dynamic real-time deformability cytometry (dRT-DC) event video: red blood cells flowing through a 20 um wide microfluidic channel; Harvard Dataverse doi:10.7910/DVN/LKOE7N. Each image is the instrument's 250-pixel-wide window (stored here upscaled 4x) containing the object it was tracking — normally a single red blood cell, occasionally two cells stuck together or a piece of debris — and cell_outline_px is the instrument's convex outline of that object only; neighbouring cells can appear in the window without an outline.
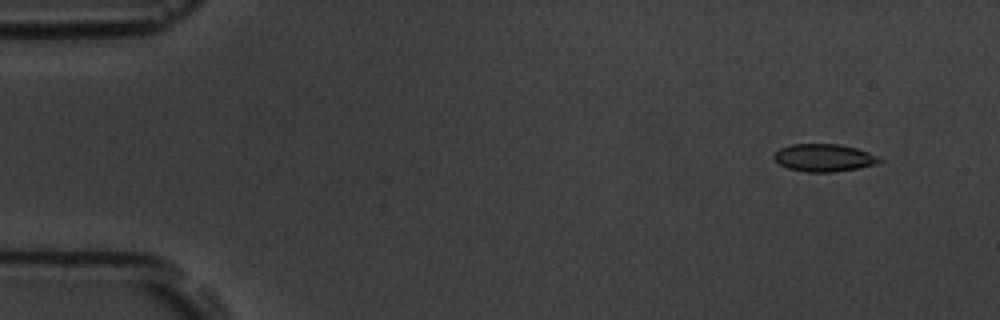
{"species": "common noctule bat (a hibernating species)", "species_latin": "Nyctalus noctula", "temperature_condition": "room temperature", "stored_images_in_passage": 4, "camera_frame_rate_fps": 3000, "um_per_image_px": 0.085, "animal": {"sex": "male", "body_mass_g": 19.5, "forearm_length_mm": 54.6}, "frame": {"image": 1, "passage_image": 1, "time_ms": 0.0, "image_size_px": [1000, 320], "cell_outline_px": [[884, 160], [876, 164], [860, 168], [832, 172], [804, 172], [788, 168], [780, 164], [772, 156], [780, 148], [792, 144], [840, 144], [856, 148], [868, 152]], "centroid_in_image_um": [70.04, 13.41], "position_along_channel_um": 15.0, "area_um2": 16.94}}
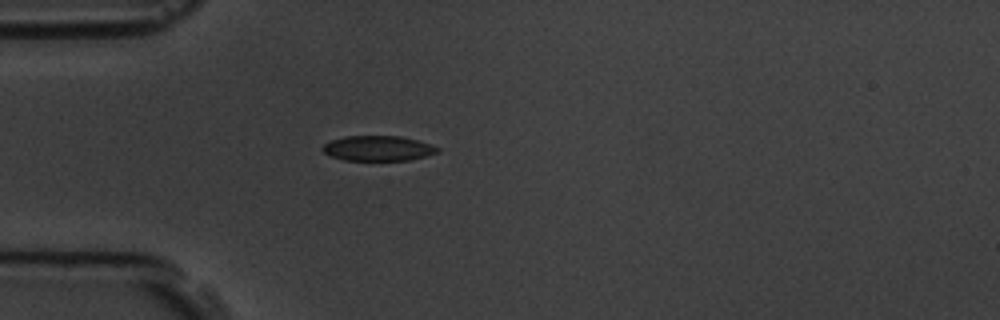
{"frame": {"image": 2, "passage_image": 4, "time_ms": 3.667, "image_size_px": [1000, 320], "cell_outline_px": [[440, 152], [408, 160], [344, 160], [332, 156], [324, 152], [320, 148], [324, 144], [332, 140], [344, 136], [400, 136], [416, 140], [440, 148]], "centroid_in_image_um": [32.11, 12.6], "position_along_channel_um": 52.9, "area_um2": 16.65}}